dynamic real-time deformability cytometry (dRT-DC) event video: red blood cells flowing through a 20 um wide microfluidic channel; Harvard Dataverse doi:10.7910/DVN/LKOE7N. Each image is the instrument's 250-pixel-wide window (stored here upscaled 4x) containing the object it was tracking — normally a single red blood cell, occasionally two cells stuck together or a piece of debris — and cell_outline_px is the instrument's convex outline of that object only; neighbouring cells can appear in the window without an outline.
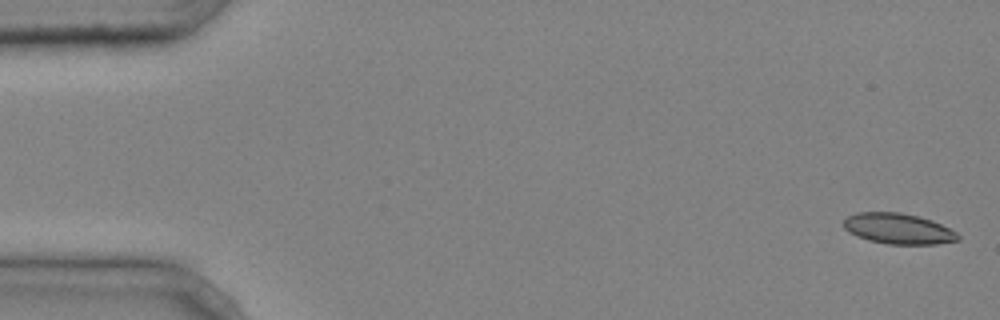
{"species": "common noctule bat (a hibernating species)", "species_latin": "Nyctalus noctula", "temperature_condition": "cold", "stored_images_in_passage": 5, "camera_frame_rate_fps": 3000, "um_per_image_px": 0.085, "animal": {"sex": "male", "body_mass_g": 20.4}, "frame": {"image": 1, "passage_image": 1, "time_ms": 0.0, "image_size_px": [1000, 320], "cell_outline_px": [[960, 240], [936, 244], [888, 244], [868, 240], [856, 236], [848, 232], [844, 228], [844, 220], [848, 216], [856, 212], [900, 212], [920, 216], [932, 220], [956, 232], [960, 236]], "centroid_in_image_um": [76.34, 19.43], "position_along_channel_um": 8.7, "area_um2": 20.52}}
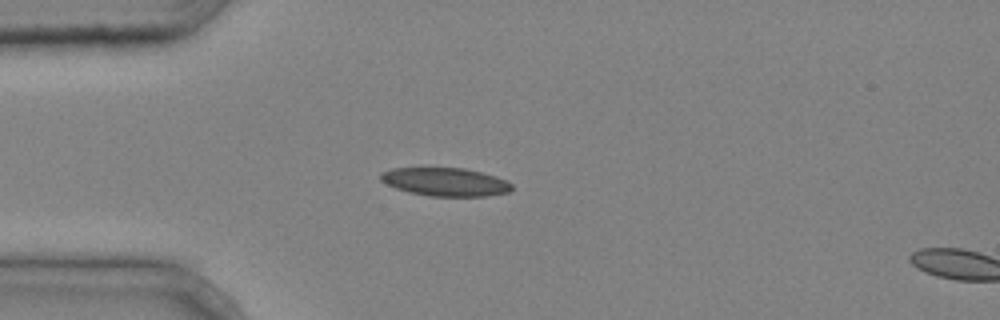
{"frame": {"image": 2, "passage_image": 4, "time_ms": 1.0, "image_size_px": [1000, 320], "cell_outline_px": [[512, 188], [508, 192], [484, 196], [428, 196], [408, 192], [396, 188], [380, 180], [380, 172], [392, 168], [464, 168], [496, 176], [512, 184]], "centroid_in_image_um": [37.82, 15.46], "position_along_channel_um": 47.2, "area_um2": 21.5}}